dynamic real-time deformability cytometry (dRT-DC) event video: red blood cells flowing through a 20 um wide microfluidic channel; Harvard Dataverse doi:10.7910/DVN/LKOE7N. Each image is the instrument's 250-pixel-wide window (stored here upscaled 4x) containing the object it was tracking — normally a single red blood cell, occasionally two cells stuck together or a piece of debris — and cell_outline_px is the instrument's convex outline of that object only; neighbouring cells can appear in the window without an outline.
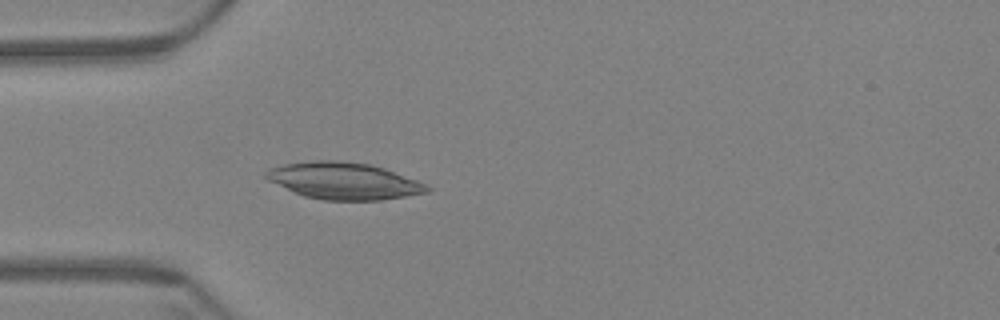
{"species": "Egyptian fruit bat (a non-hibernating species)", "species_latin": "Rousettus aegyptiacus", "temperature_condition": "warm", "stored_images_in_passage": 52, "camera_frame_rate_fps": 3000, "um_per_image_px": 0.085, "animal": {"sex": "female"}, "frame": {"image": 1, "passage_image": 10, "time_ms": 3.0, "image_size_px": [1000, 320], "cell_outline_px": [[432, 188], [428, 192], [380, 200], [324, 200], [304, 196], [268, 180], [264, 176], [264, 172], [268, 168], [284, 164], [312, 160], [336, 160], [368, 164], [384, 168], [416, 180]], "centroid_in_image_um": [29.18, 15.36], "position_along_channel_um": 55.8, "area_um2": 34.28}}
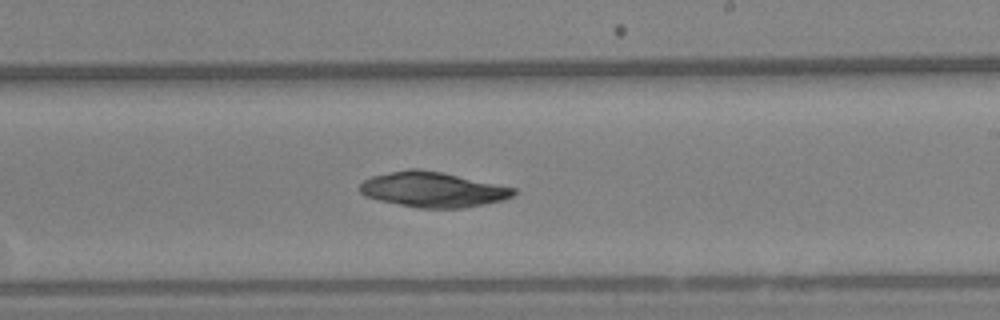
{"frame": {"image": 2, "passage_image": 28, "time_ms": 9.0, "image_size_px": [1000, 320], "cell_outline_px": [[516, 192], [512, 196], [504, 200], [484, 204], [460, 208], [420, 208], [380, 200], [364, 196], [360, 192], [360, 184], [364, 180], [372, 176], [408, 168], [416, 168], [440, 172], [516, 188]], "centroid_in_image_um": [36.78, 16.11], "position_along_channel_um": 252.2, "area_um2": 31.21}}
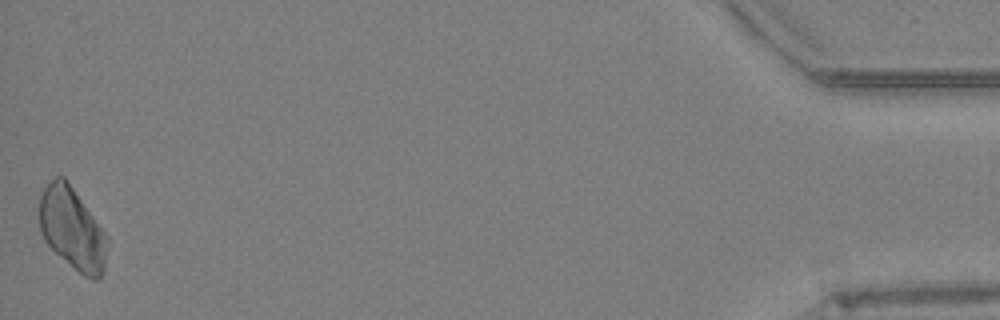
{"frame": {"image": 3, "passage_image": 52, "time_ms": 17.0, "image_size_px": [1000, 320], "cell_outline_px": [[108, 240], [104, 272], [96, 280], [92, 280], [84, 276], [56, 252], [44, 240], [40, 232], [40, 196], [44, 188], [56, 176], [64, 176], [92, 216]], "centroid_in_image_um": [6.13, 19.47], "position_along_channel_um": 429.1, "area_um2": 31.56}}